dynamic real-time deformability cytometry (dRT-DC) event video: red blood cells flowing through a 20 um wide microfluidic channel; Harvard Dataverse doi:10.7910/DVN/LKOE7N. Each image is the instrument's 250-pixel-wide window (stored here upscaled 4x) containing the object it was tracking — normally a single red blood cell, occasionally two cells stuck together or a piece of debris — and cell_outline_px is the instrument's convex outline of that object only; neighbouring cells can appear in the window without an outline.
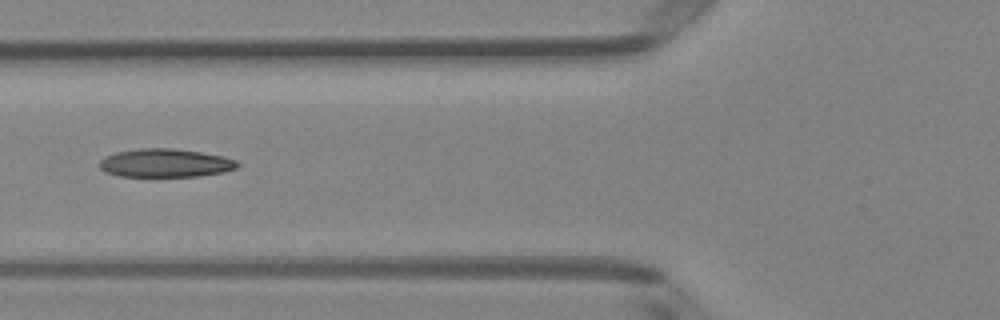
{"species": "Egyptian fruit bat (a non-hibernating species)", "species_latin": "Rousettus aegyptiacus", "temperature_condition": "room temperature", "stored_images_in_passage": 16, "camera_frame_rate_fps": 3000, "um_per_image_px": 0.085, "animal": {"sex": "female"}, "frame": {"image": 1, "passage_image": 7, "time_ms": 2.0, "image_size_px": [1000, 320], "cell_outline_px": [[240, 164], [236, 168], [224, 172], [200, 176], [120, 176], [108, 172], [100, 168], [100, 160], [104, 156], [116, 152], [140, 148], [172, 148], [200, 152], [224, 156], [236, 160]], "centroid_in_image_um": [14.08, 13.85], "position_along_channel_um": 111.7, "area_um2": 22.77}}